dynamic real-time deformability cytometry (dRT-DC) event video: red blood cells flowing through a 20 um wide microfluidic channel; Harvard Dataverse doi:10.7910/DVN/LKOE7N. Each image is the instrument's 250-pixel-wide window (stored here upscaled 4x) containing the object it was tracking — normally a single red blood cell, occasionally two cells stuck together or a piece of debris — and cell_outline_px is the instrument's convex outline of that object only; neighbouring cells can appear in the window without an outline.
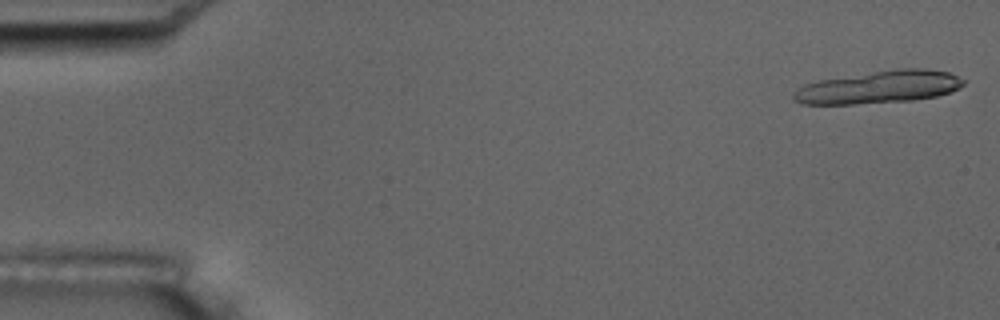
{"species": "common noctule bat (a hibernating species)", "species_latin": "Nyctalus noctula", "temperature_condition": "room temperature", "stored_images_in_passage": 7, "camera_frame_rate_fps": 3000, "um_per_image_px": 0.085, "animal": {"sex": "male", "body_mass_g": 17.5, "forearm_length_mm": 52.3}, "frame": {"image": 1, "passage_image": 1, "time_ms": 0.0, "image_size_px": [1000, 320], "cell_outline_px": [[964, 84], [960, 88], [936, 96], [912, 100], [852, 104], [804, 104], [792, 100], [792, 92], [796, 88], [804, 84], [820, 80], [896, 68], [924, 68], [948, 72], [964, 80]], "centroid_in_image_um": [74.67, 7.4], "position_along_channel_um": 10.3, "area_um2": 32.19}}